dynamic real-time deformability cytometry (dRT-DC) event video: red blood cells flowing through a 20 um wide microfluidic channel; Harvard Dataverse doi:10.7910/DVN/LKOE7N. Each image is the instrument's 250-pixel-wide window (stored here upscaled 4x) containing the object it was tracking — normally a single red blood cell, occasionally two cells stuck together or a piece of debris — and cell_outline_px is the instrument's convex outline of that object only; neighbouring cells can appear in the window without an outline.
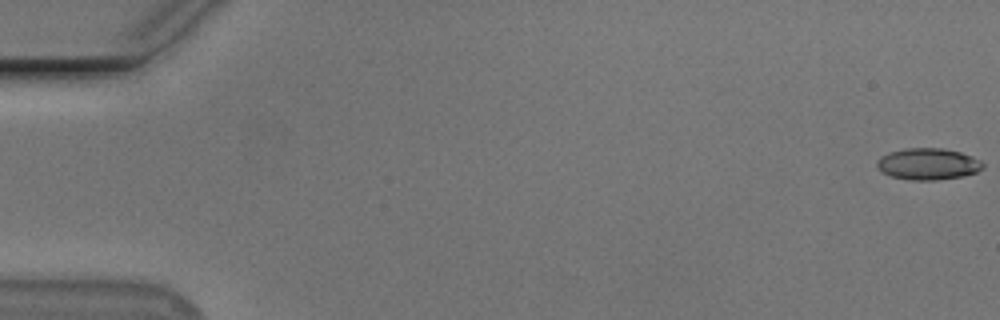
{"species": "Egyptian fruit bat (a non-hibernating species)", "species_latin": "Rousettus aegyptiacus", "temperature_condition": "cold", "stored_images_in_passage": 12, "camera_frame_rate_fps": 3000, "um_per_image_px": 0.085, "animal": {"sex": "male"}, "frame": {"image": 1, "passage_image": 1, "time_ms": 0.0, "image_size_px": [1000, 320], "cell_outline_px": [[984, 168], [976, 172], [960, 176], [936, 180], [912, 180], [892, 176], [880, 172], [876, 168], [876, 160], [880, 156], [888, 152], [904, 148], [944, 148], [960, 152], [972, 156], [980, 160], [984, 164]], "centroid_in_image_um": [78.84, 13.93], "position_along_channel_um": 6.2, "area_um2": 19.65}}